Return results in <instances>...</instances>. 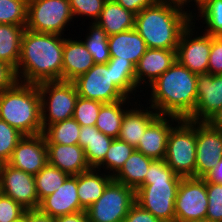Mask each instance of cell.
Wrapping results in <instances>:
<instances>
[{"instance_id": "cell-1", "label": "cell", "mask_w": 222, "mask_h": 222, "mask_svg": "<svg viewBox=\"0 0 222 222\" xmlns=\"http://www.w3.org/2000/svg\"><path fill=\"white\" fill-rule=\"evenodd\" d=\"M65 36L24 30L15 69L19 82L39 84L62 80Z\"/></svg>"}, {"instance_id": "cell-2", "label": "cell", "mask_w": 222, "mask_h": 222, "mask_svg": "<svg viewBox=\"0 0 222 222\" xmlns=\"http://www.w3.org/2000/svg\"><path fill=\"white\" fill-rule=\"evenodd\" d=\"M197 74L175 63L144 90L141 99L159 115L189 119L197 102ZM147 92V93H146ZM149 92V93H148ZM148 96H145V95ZM149 98V99H147Z\"/></svg>"}, {"instance_id": "cell-3", "label": "cell", "mask_w": 222, "mask_h": 222, "mask_svg": "<svg viewBox=\"0 0 222 222\" xmlns=\"http://www.w3.org/2000/svg\"><path fill=\"white\" fill-rule=\"evenodd\" d=\"M191 22V14L163 3H155L135 15V29L150 49L177 50L181 34Z\"/></svg>"}, {"instance_id": "cell-4", "label": "cell", "mask_w": 222, "mask_h": 222, "mask_svg": "<svg viewBox=\"0 0 222 222\" xmlns=\"http://www.w3.org/2000/svg\"><path fill=\"white\" fill-rule=\"evenodd\" d=\"M182 177L165 160H153L135 190L136 203L162 222H175V200Z\"/></svg>"}, {"instance_id": "cell-5", "label": "cell", "mask_w": 222, "mask_h": 222, "mask_svg": "<svg viewBox=\"0 0 222 222\" xmlns=\"http://www.w3.org/2000/svg\"><path fill=\"white\" fill-rule=\"evenodd\" d=\"M0 119L24 136L43 132L41 96L37 84L17 82L0 93Z\"/></svg>"}, {"instance_id": "cell-6", "label": "cell", "mask_w": 222, "mask_h": 222, "mask_svg": "<svg viewBox=\"0 0 222 222\" xmlns=\"http://www.w3.org/2000/svg\"><path fill=\"white\" fill-rule=\"evenodd\" d=\"M167 165L181 177H195L196 122L180 119L171 129L164 157Z\"/></svg>"}, {"instance_id": "cell-7", "label": "cell", "mask_w": 222, "mask_h": 222, "mask_svg": "<svg viewBox=\"0 0 222 222\" xmlns=\"http://www.w3.org/2000/svg\"><path fill=\"white\" fill-rule=\"evenodd\" d=\"M73 19L69 0H28L26 29L66 36Z\"/></svg>"}, {"instance_id": "cell-8", "label": "cell", "mask_w": 222, "mask_h": 222, "mask_svg": "<svg viewBox=\"0 0 222 222\" xmlns=\"http://www.w3.org/2000/svg\"><path fill=\"white\" fill-rule=\"evenodd\" d=\"M38 85L42 128L73 117L78 93L73 82L45 81Z\"/></svg>"}, {"instance_id": "cell-9", "label": "cell", "mask_w": 222, "mask_h": 222, "mask_svg": "<svg viewBox=\"0 0 222 222\" xmlns=\"http://www.w3.org/2000/svg\"><path fill=\"white\" fill-rule=\"evenodd\" d=\"M135 203V189L112 180L86 212L90 222H123Z\"/></svg>"}, {"instance_id": "cell-10", "label": "cell", "mask_w": 222, "mask_h": 222, "mask_svg": "<svg viewBox=\"0 0 222 222\" xmlns=\"http://www.w3.org/2000/svg\"><path fill=\"white\" fill-rule=\"evenodd\" d=\"M197 25L198 22H191L182 32L176 58L180 64L198 75L205 74L208 70L211 35L204 33Z\"/></svg>"}, {"instance_id": "cell-11", "label": "cell", "mask_w": 222, "mask_h": 222, "mask_svg": "<svg viewBox=\"0 0 222 222\" xmlns=\"http://www.w3.org/2000/svg\"><path fill=\"white\" fill-rule=\"evenodd\" d=\"M72 82L78 95L83 98L101 103H112L127 98L113 83L112 67L107 64H95Z\"/></svg>"}, {"instance_id": "cell-12", "label": "cell", "mask_w": 222, "mask_h": 222, "mask_svg": "<svg viewBox=\"0 0 222 222\" xmlns=\"http://www.w3.org/2000/svg\"><path fill=\"white\" fill-rule=\"evenodd\" d=\"M207 207L205 179L182 177L175 200V222L206 220Z\"/></svg>"}, {"instance_id": "cell-13", "label": "cell", "mask_w": 222, "mask_h": 222, "mask_svg": "<svg viewBox=\"0 0 222 222\" xmlns=\"http://www.w3.org/2000/svg\"><path fill=\"white\" fill-rule=\"evenodd\" d=\"M0 193L10 197L24 209H38L39 198L33 174L10 166L0 165Z\"/></svg>"}, {"instance_id": "cell-14", "label": "cell", "mask_w": 222, "mask_h": 222, "mask_svg": "<svg viewBox=\"0 0 222 222\" xmlns=\"http://www.w3.org/2000/svg\"><path fill=\"white\" fill-rule=\"evenodd\" d=\"M222 157V131L196 122L195 177L203 178Z\"/></svg>"}, {"instance_id": "cell-15", "label": "cell", "mask_w": 222, "mask_h": 222, "mask_svg": "<svg viewBox=\"0 0 222 222\" xmlns=\"http://www.w3.org/2000/svg\"><path fill=\"white\" fill-rule=\"evenodd\" d=\"M10 166L36 175L47 163V146L43 134L24 136L13 150Z\"/></svg>"}, {"instance_id": "cell-16", "label": "cell", "mask_w": 222, "mask_h": 222, "mask_svg": "<svg viewBox=\"0 0 222 222\" xmlns=\"http://www.w3.org/2000/svg\"><path fill=\"white\" fill-rule=\"evenodd\" d=\"M196 89L197 102L189 120L206 122L222 107V74H198Z\"/></svg>"}, {"instance_id": "cell-17", "label": "cell", "mask_w": 222, "mask_h": 222, "mask_svg": "<svg viewBox=\"0 0 222 222\" xmlns=\"http://www.w3.org/2000/svg\"><path fill=\"white\" fill-rule=\"evenodd\" d=\"M38 209L53 218L83 211L77 194V175H69L53 194L40 201Z\"/></svg>"}, {"instance_id": "cell-18", "label": "cell", "mask_w": 222, "mask_h": 222, "mask_svg": "<svg viewBox=\"0 0 222 222\" xmlns=\"http://www.w3.org/2000/svg\"><path fill=\"white\" fill-rule=\"evenodd\" d=\"M67 34L64 40L62 55V81L72 82L80 75L85 74L95 63L85 44L80 40V34Z\"/></svg>"}, {"instance_id": "cell-19", "label": "cell", "mask_w": 222, "mask_h": 222, "mask_svg": "<svg viewBox=\"0 0 222 222\" xmlns=\"http://www.w3.org/2000/svg\"><path fill=\"white\" fill-rule=\"evenodd\" d=\"M179 120L174 116L159 115L146 128L136 150L154 160H163L169 133Z\"/></svg>"}, {"instance_id": "cell-20", "label": "cell", "mask_w": 222, "mask_h": 222, "mask_svg": "<svg viewBox=\"0 0 222 222\" xmlns=\"http://www.w3.org/2000/svg\"><path fill=\"white\" fill-rule=\"evenodd\" d=\"M176 60V50L148 48L135 66L137 86L143 91L145 88L147 90V86L168 70Z\"/></svg>"}, {"instance_id": "cell-21", "label": "cell", "mask_w": 222, "mask_h": 222, "mask_svg": "<svg viewBox=\"0 0 222 222\" xmlns=\"http://www.w3.org/2000/svg\"><path fill=\"white\" fill-rule=\"evenodd\" d=\"M137 100L124 114L118 139L137 148L146 128L159 114L145 102ZM145 104V105H144Z\"/></svg>"}, {"instance_id": "cell-22", "label": "cell", "mask_w": 222, "mask_h": 222, "mask_svg": "<svg viewBox=\"0 0 222 222\" xmlns=\"http://www.w3.org/2000/svg\"><path fill=\"white\" fill-rule=\"evenodd\" d=\"M48 164L57 167L68 175H78L90 168L85 151L78 144L62 145L46 143Z\"/></svg>"}, {"instance_id": "cell-23", "label": "cell", "mask_w": 222, "mask_h": 222, "mask_svg": "<svg viewBox=\"0 0 222 222\" xmlns=\"http://www.w3.org/2000/svg\"><path fill=\"white\" fill-rule=\"evenodd\" d=\"M111 57L131 61L135 66L146 52L147 45L135 28L108 36Z\"/></svg>"}, {"instance_id": "cell-24", "label": "cell", "mask_w": 222, "mask_h": 222, "mask_svg": "<svg viewBox=\"0 0 222 222\" xmlns=\"http://www.w3.org/2000/svg\"><path fill=\"white\" fill-rule=\"evenodd\" d=\"M113 177L102 170L91 168L77 175V194L80 206L87 210L103 194Z\"/></svg>"}, {"instance_id": "cell-25", "label": "cell", "mask_w": 222, "mask_h": 222, "mask_svg": "<svg viewBox=\"0 0 222 222\" xmlns=\"http://www.w3.org/2000/svg\"><path fill=\"white\" fill-rule=\"evenodd\" d=\"M113 139L95 126H81L78 145L84 149L90 168H97L104 161Z\"/></svg>"}, {"instance_id": "cell-26", "label": "cell", "mask_w": 222, "mask_h": 222, "mask_svg": "<svg viewBox=\"0 0 222 222\" xmlns=\"http://www.w3.org/2000/svg\"><path fill=\"white\" fill-rule=\"evenodd\" d=\"M135 15L114 0H106L96 23L110 36L135 28Z\"/></svg>"}, {"instance_id": "cell-27", "label": "cell", "mask_w": 222, "mask_h": 222, "mask_svg": "<svg viewBox=\"0 0 222 222\" xmlns=\"http://www.w3.org/2000/svg\"><path fill=\"white\" fill-rule=\"evenodd\" d=\"M136 101V99L127 97L116 102L103 103L95 127L107 136L118 138L123 116Z\"/></svg>"}, {"instance_id": "cell-28", "label": "cell", "mask_w": 222, "mask_h": 222, "mask_svg": "<svg viewBox=\"0 0 222 222\" xmlns=\"http://www.w3.org/2000/svg\"><path fill=\"white\" fill-rule=\"evenodd\" d=\"M153 160L135 149L113 180L136 190L145 181Z\"/></svg>"}, {"instance_id": "cell-29", "label": "cell", "mask_w": 222, "mask_h": 222, "mask_svg": "<svg viewBox=\"0 0 222 222\" xmlns=\"http://www.w3.org/2000/svg\"><path fill=\"white\" fill-rule=\"evenodd\" d=\"M107 65L108 67H112L113 83L127 97L132 99H136L138 97L137 100L142 99V95H140L139 93L143 94V90H141L137 86L135 77V65L131 61H122L119 60V58L117 57H111L110 60L107 62Z\"/></svg>"}, {"instance_id": "cell-30", "label": "cell", "mask_w": 222, "mask_h": 222, "mask_svg": "<svg viewBox=\"0 0 222 222\" xmlns=\"http://www.w3.org/2000/svg\"><path fill=\"white\" fill-rule=\"evenodd\" d=\"M197 20L204 33L222 36V0L203 1L192 15V22Z\"/></svg>"}, {"instance_id": "cell-31", "label": "cell", "mask_w": 222, "mask_h": 222, "mask_svg": "<svg viewBox=\"0 0 222 222\" xmlns=\"http://www.w3.org/2000/svg\"><path fill=\"white\" fill-rule=\"evenodd\" d=\"M24 30L25 26L0 24V60L15 69L20 57L21 38Z\"/></svg>"}, {"instance_id": "cell-32", "label": "cell", "mask_w": 222, "mask_h": 222, "mask_svg": "<svg viewBox=\"0 0 222 222\" xmlns=\"http://www.w3.org/2000/svg\"><path fill=\"white\" fill-rule=\"evenodd\" d=\"M88 23L89 26L87 25L85 29L87 33H83L85 36L81 40L92 55L95 64H107L111 58L108 35L96 22L88 21Z\"/></svg>"}, {"instance_id": "cell-33", "label": "cell", "mask_w": 222, "mask_h": 222, "mask_svg": "<svg viewBox=\"0 0 222 222\" xmlns=\"http://www.w3.org/2000/svg\"><path fill=\"white\" fill-rule=\"evenodd\" d=\"M80 129V124L72 117L45 127L42 134L46 143L76 145L78 144Z\"/></svg>"}, {"instance_id": "cell-34", "label": "cell", "mask_w": 222, "mask_h": 222, "mask_svg": "<svg viewBox=\"0 0 222 222\" xmlns=\"http://www.w3.org/2000/svg\"><path fill=\"white\" fill-rule=\"evenodd\" d=\"M134 150L135 148L130 144L115 138L107 151L104 161L96 169H103L102 171L114 177Z\"/></svg>"}, {"instance_id": "cell-35", "label": "cell", "mask_w": 222, "mask_h": 222, "mask_svg": "<svg viewBox=\"0 0 222 222\" xmlns=\"http://www.w3.org/2000/svg\"><path fill=\"white\" fill-rule=\"evenodd\" d=\"M69 175L57 167L46 164L36 175L35 186L39 202L56 191Z\"/></svg>"}, {"instance_id": "cell-36", "label": "cell", "mask_w": 222, "mask_h": 222, "mask_svg": "<svg viewBox=\"0 0 222 222\" xmlns=\"http://www.w3.org/2000/svg\"><path fill=\"white\" fill-rule=\"evenodd\" d=\"M28 0H0V24L26 26Z\"/></svg>"}, {"instance_id": "cell-37", "label": "cell", "mask_w": 222, "mask_h": 222, "mask_svg": "<svg viewBox=\"0 0 222 222\" xmlns=\"http://www.w3.org/2000/svg\"><path fill=\"white\" fill-rule=\"evenodd\" d=\"M106 0H69L74 20L79 19L83 24L86 20L94 23L98 20ZM85 19V21H84Z\"/></svg>"}, {"instance_id": "cell-38", "label": "cell", "mask_w": 222, "mask_h": 222, "mask_svg": "<svg viewBox=\"0 0 222 222\" xmlns=\"http://www.w3.org/2000/svg\"><path fill=\"white\" fill-rule=\"evenodd\" d=\"M102 104L99 101L78 96L73 118L80 126H95Z\"/></svg>"}, {"instance_id": "cell-39", "label": "cell", "mask_w": 222, "mask_h": 222, "mask_svg": "<svg viewBox=\"0 0 222 222\" xmlns=\"http://www.w3.org/2000/svg\"><path fill=\"white\" fill-rule=\"evenodd\" d=\"M23 137L22 133L0 119V165L10 160L13 150Z\"/></svg>"}, {"instance_id": "cell-40", "label": "cell", "mask_w": 222, "mask_h": 222, "mask_svg": "<svg viewBox=\"0 0 222 222\" xmlns=\"http://www.w3.org/2000/svg\"><path fill=\"white\" fill-rule=\"evenodd\" d=\"M208 207L206 220L208 222L222 221V184L206 182Z\"/></svg>"}, {"instance_id": "cell-41", "label": "cell", "mask_w": 222, "mask_h": 222, "mask_svg": "<svg viewBox=\"0 0 222 222\" xmlns=\"http://www.w3.org/2000/svg\"><path fill=\"white\" fill-rule=\"evenodd\" d=\"M20 204L8 196L0 193V222H15L20 220L25 213Z\"/></svg>"}, {"instance_id": "cell-42", "label": "cell", "mask_w": 222, "mask_h": 222, "mask_svg": "<svg viewBox=\"0 0 222 222\" xmlns=\"http://www.w3.org/2000/svg\"><path fill=\"white\" fill-rule=\"evenodd\" d=\"M207 73L222 74V36H211V50Z\"/></svg>"}, {"instance_id": "cell-43", "label": "cell", "mask_w": 222, "mask_h": 222, "mask_svg": "<svg viewBox=\"0 0 222 222\" xmlns=\"http://www.w3.org/2000/svg\"><path fill=\"white\" fill-rule=\"evenodd\" d=\"M18 82L15 68L0 60V93L14 86Z\"/></svg>"}, {"instance_id": "cell-44", "label": "cell", "mask_w": 222, "mask_h": 222, "mask_svg": "<svg viewBox=\"0 0 222 222\" xmlns=\"http://www.w3.org/2000/svg\"><path fill=\"white\" fill-rule=\"evenodd\" d=\"M123 222H162L154 217L149 211L135 203L129 210Z\"/></svg>"}, {"instance_id": "cell-45", "label": "cell", "mask_w": 222, "mask_h": 222, "mask_svg": "<svg viewBox=\"0 0 222 222\" xmlns=\"http://www.w3.org/2000/svg\"><path fill=\"white\" fill-rule=\"evenodd\" d=\"M124 9L132 11L134 14H138L144 8L157 3L156 0H114Z\"/></svg>"}, {"instance_id": "cell-46", "label": "cell", "mask_w": 222, "mask_h": 222, "mask_svg": "<svg viewBox=\"0 0 222 222\" xmlns=\"http://www.w3.org/2000/svg\"><path fill=\"white\" fill-rule=\"evenodd\" d=\"M24 222H55V218L41 212L39 209L26 210Z\"/></svg>"}, {"instance_id": "cell-47", "label": "cell", "mask_w": 222, "mask_h": 222, "mask_svg": "<svg viewBox=\"0 0 222 222\" xmlns=\"http://www.w3.org/2000/svg\"><path fill=\"white\" fill-rule=\"evenodd\" d=\"M203 178L206 182L222 184V157Z\"/></svg>"}, {"instance_id": "cell-48", "label": "cell", "mask_w": 222, "mask_h": 222, "mask_svg": "<svg viewBox=\"0 0 222 222\" xmlns=\"http://www.w3.org/2000/svg\"><path fill=\"white\" fill-rule=\"evenodd\" d=\"M55 222H90L86 210L55 218Z\"/></svg>"}, {"instance_id": "cell-49", "label": "cell", "mask_w": 222, "mask_h": 222, "mask_svg": "<svg viewBox=\"0 0 222 222\" xmlns=\"http://www.w3.org/2000/svg\"><path fill=\"white\" fill-rule=\"evenodd\" d=\"M206 123L219 131H222V107L218 109L207 121Z\"/></svg>"}, {"instance_id": "cell-50", "label": "cell", "mask_w": 222, "mask_h": 222, "mask_svg": "<svg viewBox=\"0 0 222 222\" xmlns=\"http://www.w3.org/2000/svg\"><path fill=\"white\" fill-rule=\"evenodd\" d=\"M157 3L169 4L177 6L189 14H191L190 7H191V0H156Z\"/></svg>"}, {"instance_id": "cell-51", "label": "cell", "mask_w": 222, "mask_h": 222, "mask_svg": "<svg viewBox=\"0 0 222 222\" xmlns=\"http://www.w3.org/2000/svg\"><path fill=\"white\" fill-rule=\"evenodd\" d=\"M205 0H191V15L194 14V12L196 11V8ZM194 2V3H193ZM195 6V7H194Z\"/></svg>"}, {"instance_id": "cell-52", "label": "cell", "mask_w": 222, "mask_h": 222, "mask_svg": "<svg viewBox=\"0 0 222 222\" xmlns=\"http://www.w3.org/2000/svg\"><path fill=\"white\" fill-rule=\"evenodd\" d=\"M185 222H208L207 220H195V221H185Z\"/></svg>"}, {"instance_id": "cell-53", "label": "cell", "mask_w": 222, "mask_h": 222, "mask_svg": "<svg viewBox=\"0 0 222 222\" xmlns=\"http://www.w3.org/2000/svg\"><path fill=\"white\" fill-rule=\"evenodd\" d=\"M15 222H24V216L20 220H17Z\"/></svg>"}]
</instances>
